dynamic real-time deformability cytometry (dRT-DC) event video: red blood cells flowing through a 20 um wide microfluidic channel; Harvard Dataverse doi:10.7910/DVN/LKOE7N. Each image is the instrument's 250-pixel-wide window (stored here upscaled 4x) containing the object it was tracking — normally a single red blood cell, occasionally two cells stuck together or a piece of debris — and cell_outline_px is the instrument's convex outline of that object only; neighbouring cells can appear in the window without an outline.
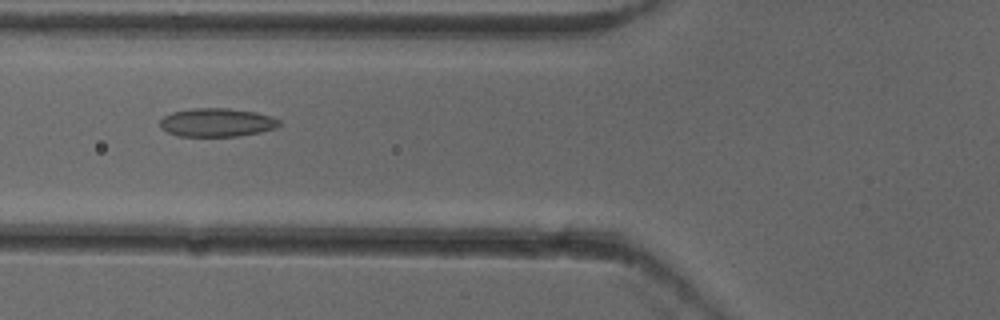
{"species": "common noctule bat (a hibernating species)", "species_latin": "Nyctalus noctula", "temperature_condition": "cold", "stored_images_in_passage": 40, "camera_frame_rate_fps": 3000, "um_per_image_px": 0.085, "animal": {"sex": "female"}, "frame": {"image": 1, "passage_image": 8, "time_ms": 2.333, "image_size_px": [1000, 320], "cell_outline_px": [[280, 124], [276, 128], [260, 132], [236, 136], [180, 136], [168, 132], [160, 128], [160, 120], [164, 116], [172, 112], [192, 108], [228, 108], [256, 112], [272, 116], [280, 120]], "centroid_in_image_um": [18.44, 10.4], "position_along_channel_um": 107.4, "area_um2": 19.83}}
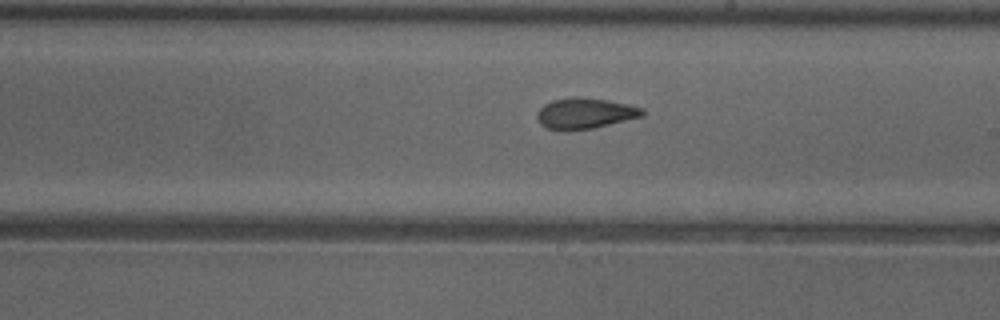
{"frame": {"image": 2, "passage_image": 18, "time_ms": 5.667, "image_size_px": [1000, 320], "cell_outline_px": [[644, 116], [592, 128], [568, 132], [564, 132], [548, 128], [540, 124], [536, 116], [536, 112], [544, 104], [552, 100], [572, 96], [580, 96], [608, 100], [628, 104], [644, 108]], "centroid_in_image_um": [49.69, 9.63], "position_along_channel_um": 239.3, "area_um2": 19.31}}
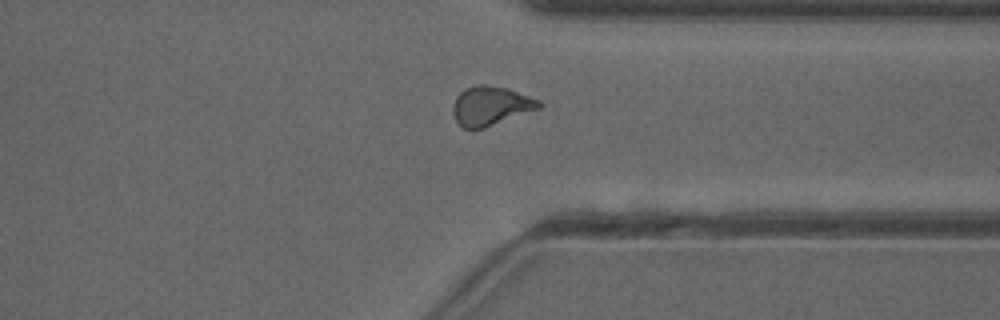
{"frame": {"image": 3, "passage_image": 28, "time_ms": 9.0, "image_size_px": [1000, 320], "cell_outline_px": [[544, 104], [540, 108], [484, 128], [464, 128], [456, 120], [452, 112], [452, 108], [456, 96], [464, 88], [476, 84], [484, 84], [508, 88], [540, 100]], "centroid_in_image_um": [41.71, 8.97], "position_along_channel_um": 369.7, "area_um2": 19.65}, "authors_computed_cell_mechanics": {"area_um2": 18.9295, "velocity_mm_per_s": 3.9443, "shape_relaxation_time_tau1_ms": 9.0502, "shape_relaxation_time_tau2_ms": 1.8859, "deformation_change_tau1": 0.1864, "deformation_change_tau2": 0.0767}}